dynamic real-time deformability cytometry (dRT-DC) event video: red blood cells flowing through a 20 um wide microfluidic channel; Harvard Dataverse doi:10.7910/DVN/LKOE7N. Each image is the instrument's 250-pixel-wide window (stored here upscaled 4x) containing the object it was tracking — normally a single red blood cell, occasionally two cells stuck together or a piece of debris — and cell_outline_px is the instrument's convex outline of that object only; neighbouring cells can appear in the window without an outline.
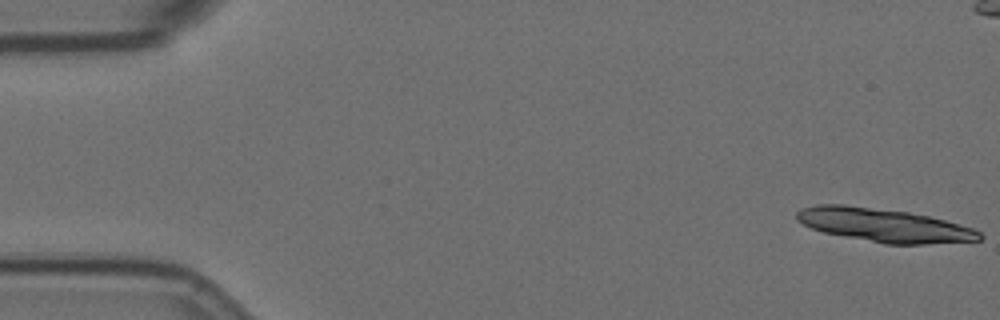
{"species": "Egyptian fruit bat (a non-hibernating species)", "species_latin": "Rousettus aegyptiacus", "temperature_condition": "room temperature", "stored_images_in_passage": 16, "camera_frame_rate_fps": 3000, "um_per_image_px": 0.085, "animal": {"sex": "female"}, "frame": {"image": 1, "passage_image": 1, "time_ms": 0.0, "image_size_px": [1000, 320], "cell_outline_px": [[984, 236], [980, 240], [924, 244], [884, 244], [824, 232], [812, 228], [796, 220], [796, 212], [800, 208], [816, 204], [844, 204], [908, 212], [928, 216], [976, 228]], "centroid_in_image_um": [75.14, 19.13], "position_along_channel_um": 9.9, "area_um2": 35.66}}